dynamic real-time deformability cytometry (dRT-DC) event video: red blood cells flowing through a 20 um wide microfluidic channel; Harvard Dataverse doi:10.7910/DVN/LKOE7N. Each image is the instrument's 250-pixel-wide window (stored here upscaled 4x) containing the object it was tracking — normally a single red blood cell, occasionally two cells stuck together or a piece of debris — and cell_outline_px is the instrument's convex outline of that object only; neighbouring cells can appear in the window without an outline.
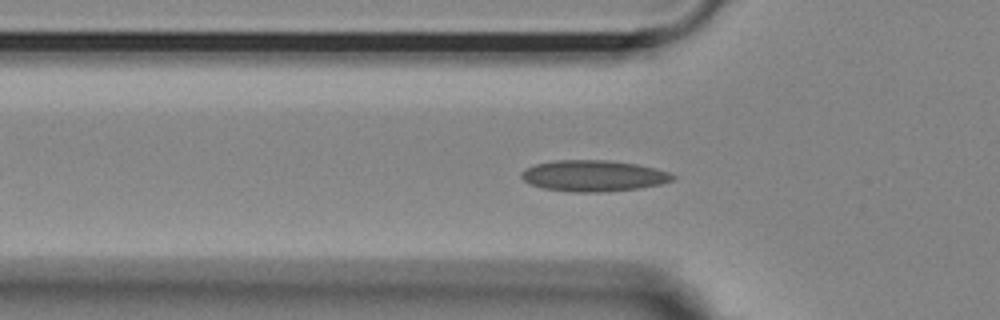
{"species": "Egyptian fruit bat (a non-hibernating species)", "species_latin": "Rousettus aegyptiacus", "temperature_condition": "room temperature", "stored_images_in_passage": 37, "camera_frame_rate_fps": 3000, "um_per_image_px": 0.085, "animal": {"sex": "female"}, "frame": {"image": 1, "passage_image": 11, "time_ms": 3.333, "image_size_px": [1000, 320], "cell_outline_px": [[676, 176], [672, 180], [660, 184], [640, 188], [596, 192], [572, 192], [540, 188], [528, 184], [520, 176], [520, 172], [536, 164], [556, 160], [608, 160], [636, 164], [656, 168], [668, 172]], "centroid_in_image_um": [50.41, 14.94], "position_along_channel_um": 75.4, "area_um2": 27.46}}
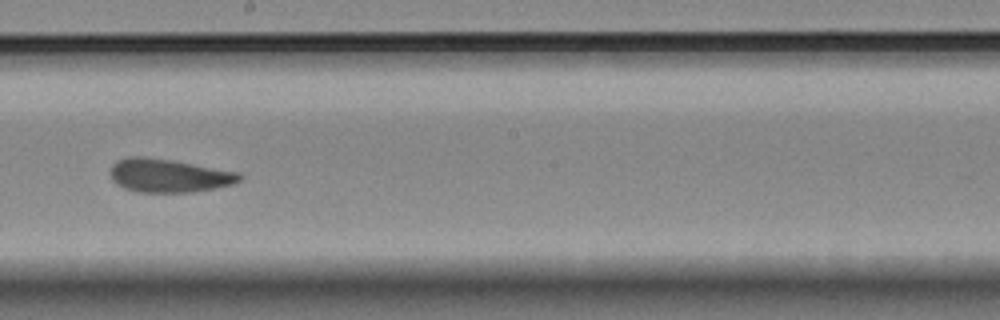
{"frame": {"image": 2, "passage_image": 24, "time_ms": 7.667, "image_size_px": [1000, 320], "cell_outline_px": [[244, 176], [240, 180], [232, 184], [216, 188], [192, 192], [140, 192], [124, 188], [116, 184], [112, 180], [108, 172], [112, 164], [116, 160], [128, 156], [144, 156], [172, 160], [240, 172]], "centroid_in_image_um": [14.31, 14.91], "position_along_channel_um": 233.9, "area_um2": 25.49}}
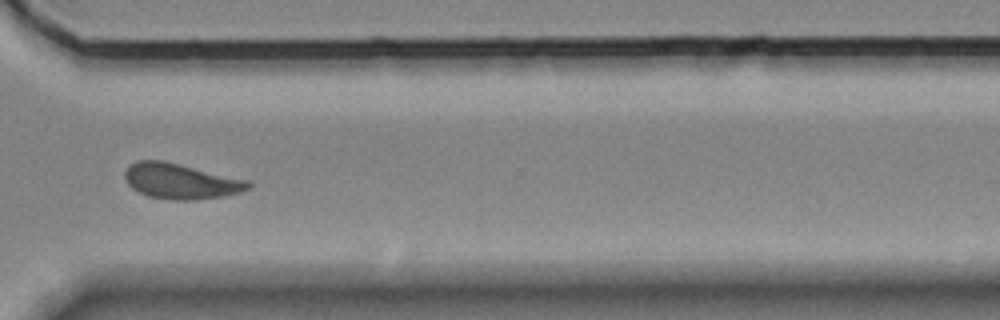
{"frame": {"image": 3, "passage_image": 34, "time_ms": 11.0, "image_size_px": [1000, 320], "cell_outline_px": [[252, 184], [248, 188], [240, 192], [224, 196], [196, 200], [168, 200], [148, 196], [132, 188], [128, 184], [124, 176], [124, 172], [128, 164], [136, 160], [164, 160], [248, 180]], "centroid_in_image_um": [15.33, 15.39], "position_along_channel_um": 355.3, "area_um2": 25.66}, "authors_computed_cell_mechanics": {"area_um2": 25.2586, "velocity_mm_per_s": 3.6396, "shape_relaxation_time_tau1_ms": 6.4146, "shape_relaxation_time_tau2_ms": 1.4688, "deformation_change_tau1": 0.149, "deformation_change_tau2": 0.0735}}